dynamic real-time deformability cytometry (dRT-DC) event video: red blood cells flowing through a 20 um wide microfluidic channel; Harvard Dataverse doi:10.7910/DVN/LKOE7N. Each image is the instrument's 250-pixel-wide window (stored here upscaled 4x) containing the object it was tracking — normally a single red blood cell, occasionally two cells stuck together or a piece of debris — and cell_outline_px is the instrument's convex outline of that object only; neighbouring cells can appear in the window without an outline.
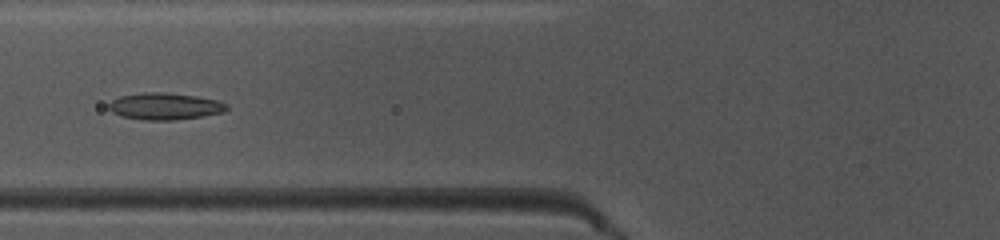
{"species": "common noctule bat (a hibernating species)", "species_latin": "Nyctalus noctula", "temperature_condition": "warm", "stored_images_in_passage": 38, "camera_frame_rate_fps": 3000, "um_per_image_px": 0.085, "animal": {"sex": "female", "body_mass_g": 10.0, "forearm_length_mm": 53.1}, "frame": {"image": 1, "passage_image": 8, "time_ms": 2.333, "image_size_px": [1000, 240], "cell_outline_px": [[228, 108], [224, 112], [176, 120], [144, 120], [120, 116], [112, 112], [108, 108], [108, 104], [112, 100], [120, 96], [144, 92], [160, 92], [196, 96], [216, 100], [228, 104]], "centroid_in_image_um": [13.98, 9.04], "position_along_channel_um": 111.8, "area_um2": 18.38}}
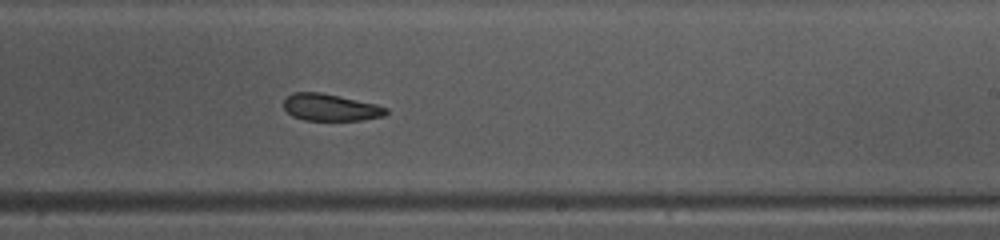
{"frame": {"image": 2, "passage_image": 19, "time_ms": 6.0, "image_size_px": [1000, 240], "cell_outline_px": [[388, 112], [384, 116], [360, 120], [304, 120], [292, 116], [284, 108], [284, 100], [292, 92], [320, 92], [376, 104], [388, 108]], "centroid_in_image_um": [28.08, 9.13], "position_along_channel_um": 260.9, "area_um2": 16.01}}
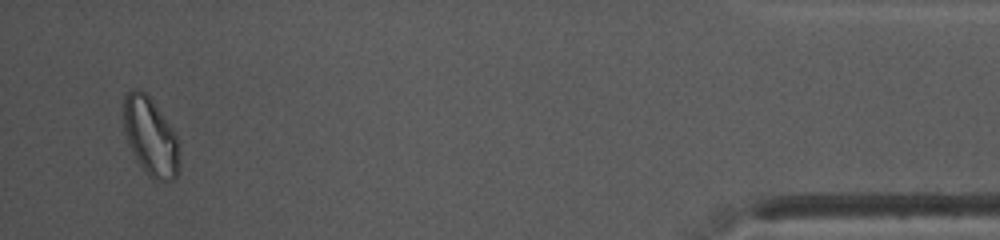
{"frame": {"image": 3, "passage_image": 36, "time_ms": 11.667, "image_size_px": [1000, 240], "cell_outline_px": [[180, 168], [176, 180], [156, 180], [148, 176], [136, 160], [128, 144], [124, 132], [124, 96], [128, 92], [136, 88], [140, 88], [152, 100], [172, 128], [180, 144]], "centroid_in_image_um": [12.82, 11.65], "position_along_channel_um": 422.4, "area_um2": 25.72}, "authors_computed_cell_mechanics": {"area_um2": 17.8313, "velocity_mm_per_s": 4.0694, "shape_relaxation_time_tau1_ms": 6.0591, "shape_relaxation_time_tau2_ms": 2.0616, "deformation_change_tau1": 0.1283, "deformation_change_tau2": 0.0907}}